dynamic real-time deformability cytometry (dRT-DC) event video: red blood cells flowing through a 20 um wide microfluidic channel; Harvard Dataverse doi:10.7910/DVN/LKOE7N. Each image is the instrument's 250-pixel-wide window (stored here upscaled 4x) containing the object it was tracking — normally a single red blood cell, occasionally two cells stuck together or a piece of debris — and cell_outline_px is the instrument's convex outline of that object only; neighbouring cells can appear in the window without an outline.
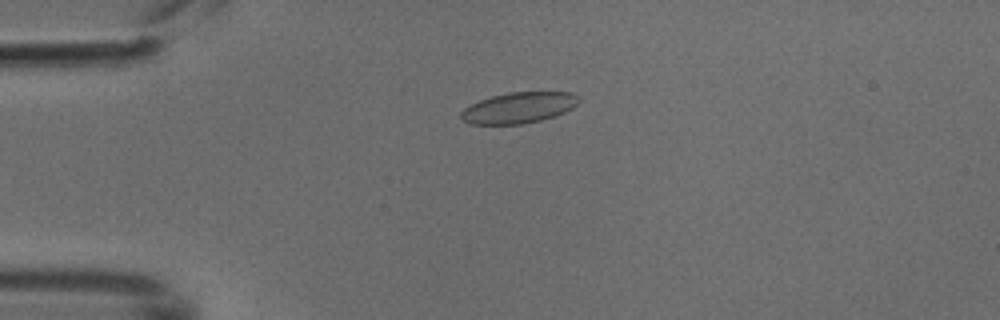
{"species": "common noctule bat (a hibernating species)", "species_latin": "Nyctalus noctula", "temperature_condition": "cold", "stored_images_in_passage": 4, "camera_frame_rate_fps": 3000, "um_per_image_px": 0.085, "animal": {"sex": "male", "body_mass_g": 18.8}, "frame": {"image": 1, "passage_image": 3, "time_ms": 0.667, "image_size_px": [1000, 320], "cell_outline_px": [[580, 100], [572, 108], [556, 116], [524, 124], [472, 124], [464, 120], [460, 116], [460, 112], [464, 108], [480, 100], [492, 96], [508, 92], [572, 92], [580, 96]], "centroid_in_image_um": [44.12, 9.15], "position_along_channel_um": 40.9, "area_um2": 21.21}}